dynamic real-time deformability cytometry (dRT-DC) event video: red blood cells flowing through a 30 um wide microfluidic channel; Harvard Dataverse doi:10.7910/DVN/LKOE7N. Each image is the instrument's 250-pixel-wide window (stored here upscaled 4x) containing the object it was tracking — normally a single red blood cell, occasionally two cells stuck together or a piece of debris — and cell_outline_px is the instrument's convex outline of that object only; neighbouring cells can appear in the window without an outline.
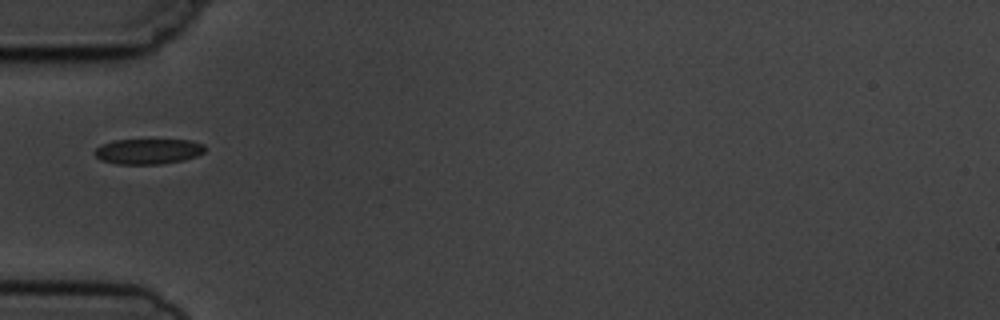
{"species": "common noctule bat (a hibernating species)", "species_latin": "Nyctalus noctula", "temperature_condition": "cold", "stored_images_in_passage": 1, "camera_frame_rate_fps": 3000, "um_per_image_px": 0.085, "animal": {"sex": "male", "body_mass_g": 19.5, "forearm_length_mm": 54.6}, "frame": {"image": 1, "passage_image": 1, "time_ms": 0.0, "image_size_px": [1000, 320], "cell_outline_px": [[204, 152], [196, 156], [184, 160], [160, 164], [116, 164], [100, 160], [92, 152], [100, 144], [112, 140], [192, 140], [204, 144]], "centroid_in_image_um": [12.55, 12.86], "position_along_channel_um": 72.4, "area_um2": 16.47}}